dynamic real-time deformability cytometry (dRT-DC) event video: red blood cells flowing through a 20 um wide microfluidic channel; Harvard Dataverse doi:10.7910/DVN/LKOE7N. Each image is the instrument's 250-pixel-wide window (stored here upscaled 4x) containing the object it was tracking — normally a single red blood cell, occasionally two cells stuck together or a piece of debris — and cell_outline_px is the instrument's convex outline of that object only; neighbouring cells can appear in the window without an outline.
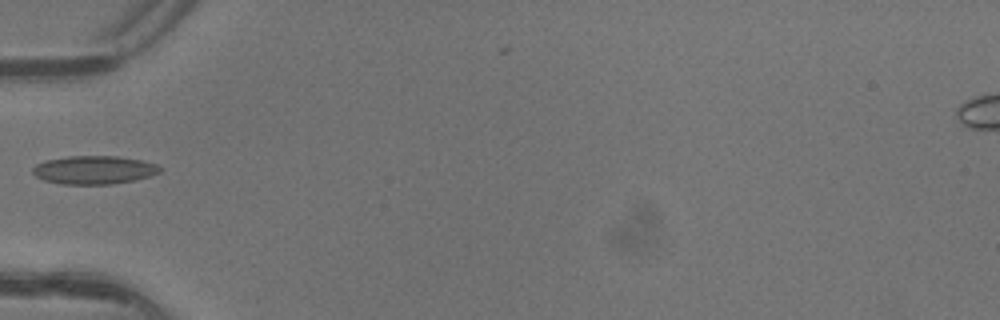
{"species": "common noctule bat (a hibernating species)", "species_latin": "Nyctalus noctula", "temperature_condition": "warm", "stored_images_in_passage": 1, "camera_frame_rate_fps": 3000, "um_per_image_px": 0.085, "animal": {"sex": "female"}, "frame": {"image": 1, "passage_image": 1, "time_ms": 0.0, "image_size_px": [1000, 320], "cell_outline_px": [[164, 168], [160, 172], [136, 180], [112, 184], [64, 184], [44, 180], [36, 176], [32, 172], [32, 168], [36, 164], [44, 160], [68, 156], [120, 156], [140, 160], [156, 164]], "centroid_in_image_um": [8.0, 14.44], "position_along_channel_um": 77.0, "area_um2": 21.1}}